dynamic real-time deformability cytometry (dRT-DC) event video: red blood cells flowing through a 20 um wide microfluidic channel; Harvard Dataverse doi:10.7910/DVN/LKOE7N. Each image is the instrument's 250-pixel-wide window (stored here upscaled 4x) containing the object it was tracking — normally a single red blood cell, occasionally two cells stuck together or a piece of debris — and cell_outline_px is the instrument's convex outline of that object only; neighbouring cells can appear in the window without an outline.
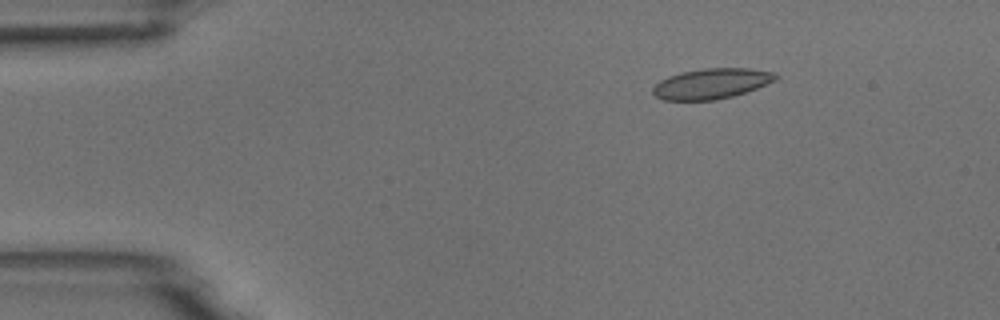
{"species": "common noctule bat (a hibernating species)", "species_latin": "Nyctalus noctula", "temperature_condition": "room temperature", "stored_images_in_passage": 3, "camera_frame_rate_fps": 3000, "um_per_image_px": 0.085, "animal": {"sex": "male", "body_mass_g": 18.8}, "frame": {"image": 1, "passage_image": 1, "time_ms": 0.0, "image_size_px": [1000, 320], "cell_outline_px": [[780, 76], [776, 80], [756, 88], [732, 96], [716, 100], [664, 100], [656, 96], [652, 92], [652, 88], [660, 80], [668, 76], [680, 72], [704, 68], [748, 68], [776, 72]], "centroid_in_image_um": [60.48, 7.1], "position_along_channel_um": 24.5, "area_um2": 21.79}}